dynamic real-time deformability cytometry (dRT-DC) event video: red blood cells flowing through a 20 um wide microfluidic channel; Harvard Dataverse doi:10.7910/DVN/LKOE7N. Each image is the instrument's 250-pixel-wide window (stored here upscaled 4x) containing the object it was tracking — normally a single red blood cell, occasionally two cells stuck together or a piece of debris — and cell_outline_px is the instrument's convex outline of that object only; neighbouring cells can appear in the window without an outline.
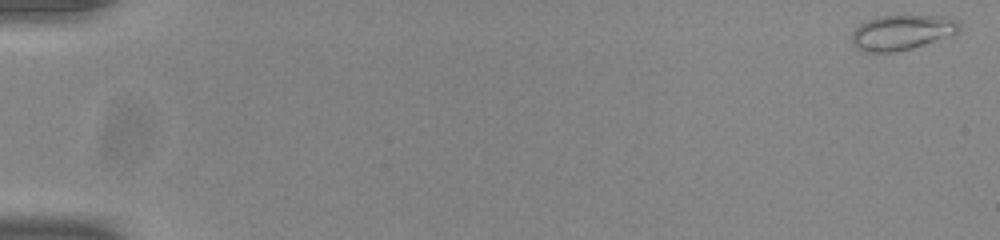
{"species": "common noctule bat (a hibernating species)", "species_latin": "Nyctalus noctula", "temperature_condition": "room temperature", "stored_images_in_passage": 54, "camera_frame_rate_fps": 3000, "um_per_image_px": 0.085, "animal": {"sex": "male", "body_mass_g": 20.0, "forearm_length_mm": 53.3}, "frame": {"image": 1, "passage_image": 1, "time_ms": 0.0, "image_size_px": [1000, 240], "cell_outline_px": [[960, 28], [956, 32], [896, 52], [864, 52], [856, 48], [852, 44], [852, 32], [860, 24], [868, 20], [880, 16], [944, 16], [960, 20]], "centroid_in_image_um": [76.6, 2.74], "position_along_channel_um": 8.4, "area_um2": 21.39}}
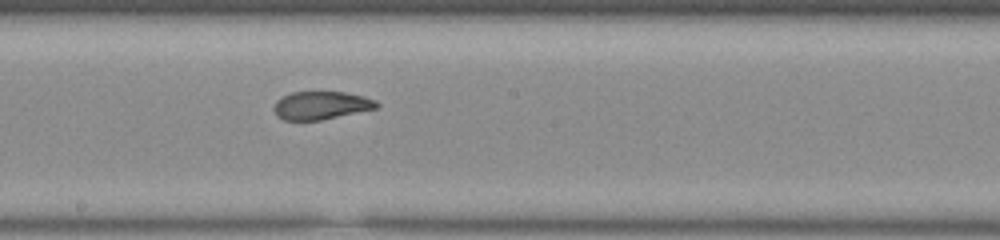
{"frame": {"image": 2, "passage_image": 31, "time_ms": 10.0, "image_size_px": [1000, 240], "cell_outline_px": [[380, 104], [376, 108], [320, 120], [284, 120], [276, 116], [272, 108], [276, 100], [280, 96], [292, 92], [344, 92], [364, 96], [376, 100]], "centroid_in_image_um": [27.24, 8.95], "position_along_channel_um": 221.0, "area_um2": 16.88}}
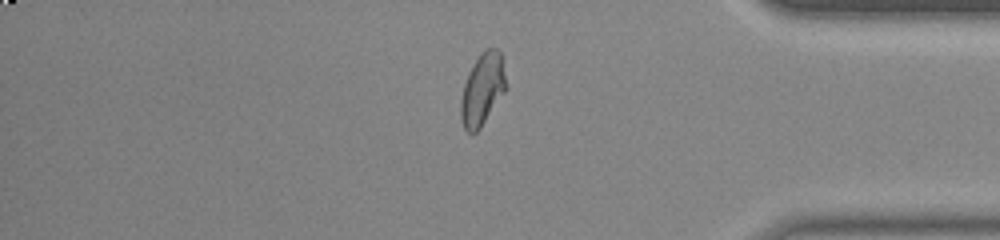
{"frame": {"image": 3, "passage_image": 46, "time_ms": 15.0, "image_size_px": [1000, 240], "cell_outline_px": [[508, 88], [480, 128], [476, 132], [468, 132], [464, 128], [460, 120], [460, 100], [464, 84], [468, 72], [472, 64], [488, 48], [496, 48], [500, 52]], "centroid_in_image_um": [41.0, 7.62], "position_along_channel_um": 394.2, "area_um2": 18.96}, "authors_computed_cell_mechanics": {"area_um2": 18.8139, "velocity_mm_per_s": 3.87, "shape_relaxation_time_tau1_ms": 11.0912, "shape_relaxation_time_tau2_ms": 1.1925, "deformation_change_tau1": 0.3148, "deformation_change_tau2": 0.0676}}